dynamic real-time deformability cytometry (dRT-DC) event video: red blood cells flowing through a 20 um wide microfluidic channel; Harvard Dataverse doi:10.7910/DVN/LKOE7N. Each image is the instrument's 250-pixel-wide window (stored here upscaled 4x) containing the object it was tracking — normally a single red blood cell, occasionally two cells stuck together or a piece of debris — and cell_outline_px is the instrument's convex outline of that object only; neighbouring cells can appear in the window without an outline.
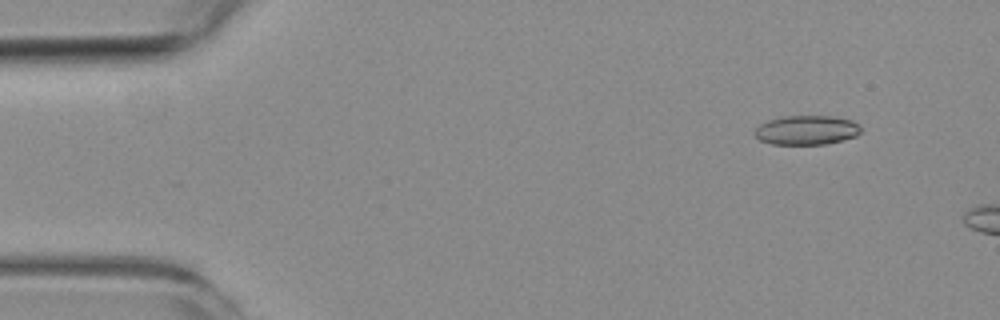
{"species": "common noctule bat (a hibernating species)", "species_latin": "Nyctalus noctula", "temperature_condition": "room temperature", "stored_images_in_passage": 5, "camera_frame_rate_fps": 3000, "um_per_image_px": 0.085, "animal": {"sex": "female", "body_mass_g": 19.3, "forearm_length_mm": 54.1}, "frame": {"image": 1, "passage_image": 2, "time_ms": 1.333, "image_size_px": [1000, 320], "cell_outline_px": [[860, 132], [856, 136], [824, 144], [772, 144], [760, 140], [756, 136], [756, 128], [760, 124], [768, 120], [784, 116], [832, 116], [852, 120], [860, 128]], "centroid_in_image_um": [68.55, 11.05], "position_along_channel_um": 16.5, "area_um2": 17.86}}